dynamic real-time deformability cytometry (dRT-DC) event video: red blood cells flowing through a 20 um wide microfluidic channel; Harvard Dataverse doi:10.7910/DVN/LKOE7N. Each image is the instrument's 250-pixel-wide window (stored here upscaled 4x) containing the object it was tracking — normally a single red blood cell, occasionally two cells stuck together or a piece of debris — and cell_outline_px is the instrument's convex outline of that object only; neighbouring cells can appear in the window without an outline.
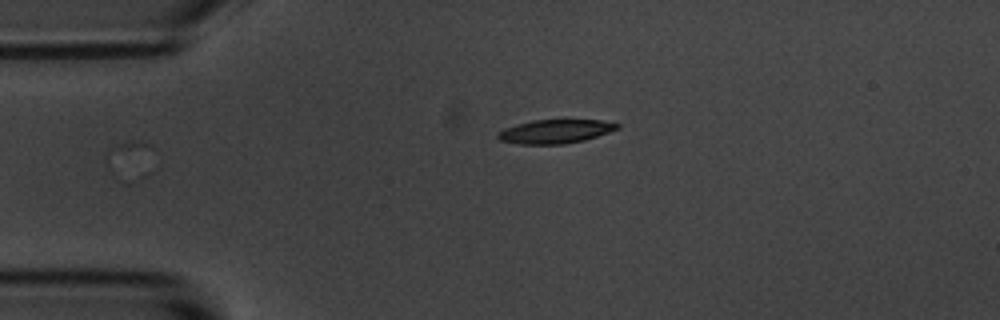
{"species": "common noctule bat (a hibernating species)", "species_latin": "Nyctalus noctula", "temperature_condition": "room temperature", "stored_images_in_passage": 30, "camera_frame_rate_fps": 3000, "um_per_image_px": 0.085, "animal": {"sex": "male", "body_mass_g": 20.1, "forearm_length_mm": 53.5}, "frame": {"image": 1, "passage_image": 1, "time_ms": 0.0, "image_size_px": [1000, 320], "cell_outline_px": [[620, 128], [584, 140], [564, 144], [520, 144], [500, 140], [496, 136], [496, 132], [504, 128], [516, 124], [532, 120], [604, 120], [620, 124]], "centroid_in_image_um": [47.18, 11.16], "position_along_channel_um": 37.8, "area_um2": 16.59}}
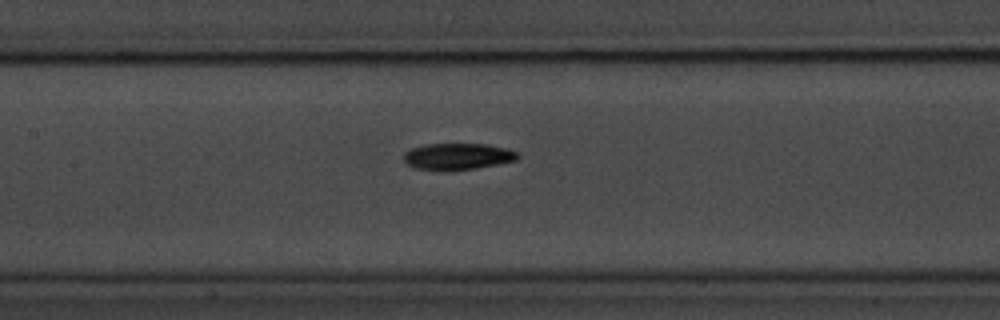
{"frame": {"image": 2, "passage_image": 14, "time_ms": 4.333, "image_size_px": [1000, 320], "cell_outline_px": [[520, 156], [516, 160], [476, 168], [444, 172], [440, 172], [416, 168], [408, 164], [404, 160], [404, 152], [412, 148], [428, 144], [484, 144], [508, 148], [516, 152]], "centroid_in_image_um": [38.88, 13.31], "position_along_channel_um": 168.5, "area_um2": 17.74}}
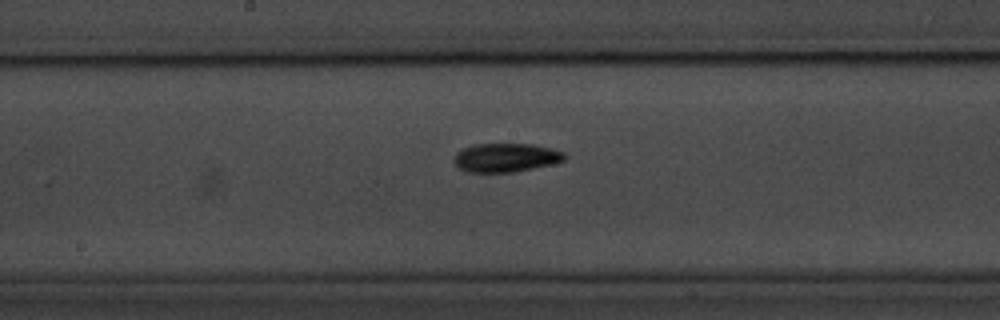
{"frame": {"image": 3, "passage_image": 17, "time_ms": 5.333, "image_size_px": [1000, 320], "cell_outline_px": [[568, 156], [564, 160], [552, 164], [512, 172], [468, 172], [460, 168], [452, 160], [456, 152], [460, 148], [472, 144], [532, 144], [552, 148], [564, 152]], "centroid_in_image_um": [42.98, 13.38], "position_along_channel_um": 205.2, "area_um2": 18.67}, "authors_computed_cell_mechanics": {"area_um2": 17.6579, "velocity_mm_per_s": 3.6803, "shape_relaxation_time_tau1_ms": 7.1774, "shape_relaxation_time_tau2_ms": null, "deformation_change_tau1": 0.2301, "deformation_change_tau2": null}}